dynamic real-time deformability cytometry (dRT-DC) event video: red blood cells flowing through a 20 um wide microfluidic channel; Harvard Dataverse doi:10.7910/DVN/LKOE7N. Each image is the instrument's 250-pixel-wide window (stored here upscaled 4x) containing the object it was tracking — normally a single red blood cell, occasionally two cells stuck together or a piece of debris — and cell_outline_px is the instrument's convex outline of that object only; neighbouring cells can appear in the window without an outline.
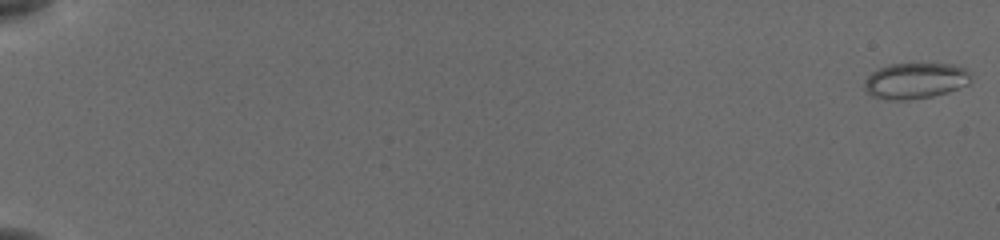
{"species": "common noctule bat (a hibernating species)", "species_latin": "Nyctalus noctula", "temperature_condition": "cold", "stored_images_in_passage": 56, "camera_frame_rate_fps": 3000, "um_per_image_px": 0.085, "animal": {"sex": "female", "body_mass_g": 19.5, "forearm_length_mm": 54.1}, "frame": {"image": 1, "passage_image": 1, "time_ms": 0.0, "image_size_px": [1000, 240], "cell_outline_px": [[968, 84], [948, 92], [932, 96], [908, 100], [884, 100], [872, 96], [864, 88], [864, 80], [872, 72], [888, 64], [952, 64], [964, 68], [968, 72]], "centroid_in_image_um": [77.74, 6.87], "position_along_channel_um": 7.3, "area_um2": 22.14}}
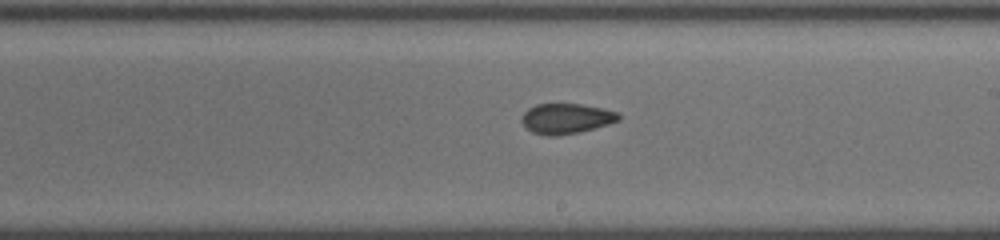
{"frame": {"image": 2, "passage_image": 35, "time_ms": 11.333, "image_size_px": [1000, 240], "cell_outline_px": [[620, 120], [592, 128], [576, 132], [552, 136], [548, 136], [532, 132], [520, 120], [520, 116], [528, 108], [536, 104], [580, 104], [604, 108], [620, 112]], "centroid_in_image_um": [48.12, 10.05], "position_along_channel_um": 240.9, "area_um2": 16.94}}
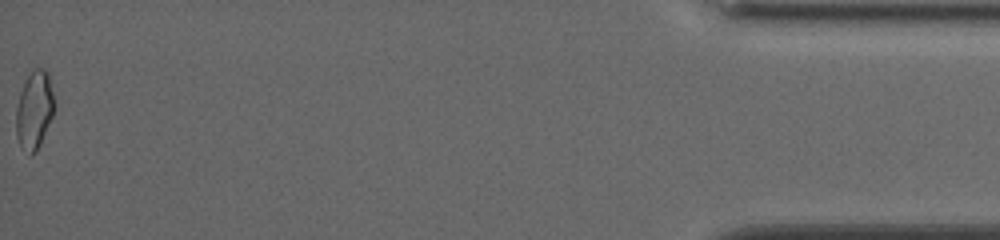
{"frame": {"image": 3, "passage_image": 56, "time_ms": 18.333, "image_size_px": [1000, 240], "cell_outline_px": [[52, 116], [40, 144], [36, 152], [32, 152], [20, 144], [16, 132], [16, 108], [20, 92], [32, 68], [44, 68], [48, 72], [52, 92]], "centroid_in_image_um": [2.9, 9.28], "position_along_channel_um": 432.3, "area_um2": 16.65}, "authors_computed_cell_mechanics": {"area_um2": 17.5712, "velocity_mm_per_s": 3.8901, "shape_relaxation_time_tau1_ms": null, "shape_relaxation_time_tau2_ms": 2.9906, "deformation_change_tau1": null, "deformation_change_tau2": 0.0737}}